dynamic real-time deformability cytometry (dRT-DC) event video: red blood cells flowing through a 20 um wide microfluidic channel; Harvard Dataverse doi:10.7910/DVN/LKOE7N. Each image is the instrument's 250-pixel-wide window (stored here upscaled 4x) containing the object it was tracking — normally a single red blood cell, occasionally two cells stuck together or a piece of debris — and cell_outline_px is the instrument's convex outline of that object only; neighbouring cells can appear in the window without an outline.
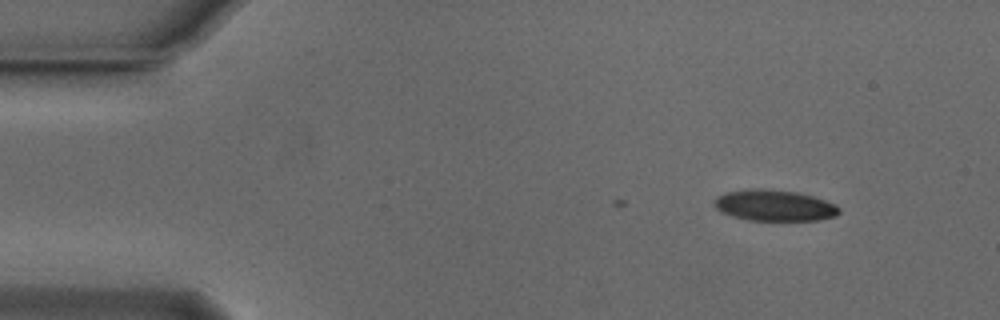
{"species": "Egyptian fruit bat (a non-hibernating species)", "species_latin": "Rousettus aegyptiacus", "temperature_condition": "cold", "stored_images_in_passage": 5, "camera_frame_rate_fps": 3000, "um_per_image_px": 0.085, "animal": {"sex": "male"}, "frame": {"image": 1, "passage_image": 1, "time_ms": 0.0, "image_size_px": [1000, 320], "cell_outline_px": [[840, 212], [836, 216], [820, 220], [748, 220], [732, 216], [720, 212], [712, 204], [712, 200], [716, 196], [724, 192], [748, 188], [764, 188], [796, 192], [812, 196], [836, 204], [840, 208]], "centroid_in_image_um": [65.77, 17.45], "position_along_channel_um": 19.2, "area_um2": 23.0}}